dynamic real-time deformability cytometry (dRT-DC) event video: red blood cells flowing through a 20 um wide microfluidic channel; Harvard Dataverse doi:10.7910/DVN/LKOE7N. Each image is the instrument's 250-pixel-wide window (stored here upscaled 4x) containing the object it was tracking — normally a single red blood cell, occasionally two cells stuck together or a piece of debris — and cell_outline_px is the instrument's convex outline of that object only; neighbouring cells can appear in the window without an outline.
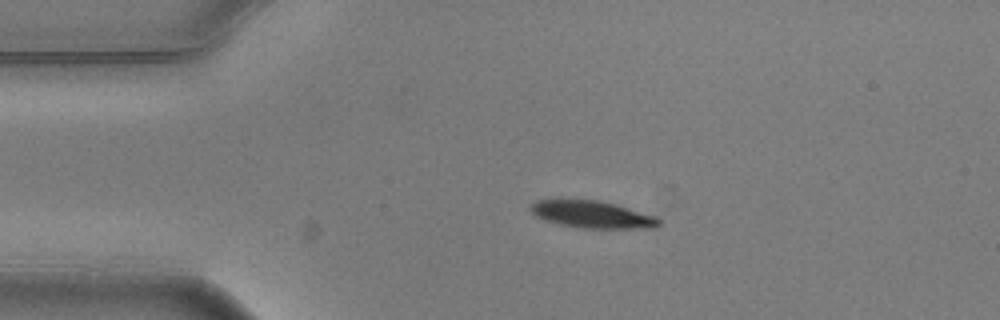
{"species": "common noctule bat (a hibernating species)", "species_latin": "Nyctalus noctula", "temperature_condition": "warm", "stored_images_in_passage": 2, "camera_frame_rate_fps": 3000, "um_per_image_px": 0.085, "animal": {"sex": "male", "body_mass_g": 20.5, "forearm_length_mm": 52.5}, "frame": {"image": 1, "passage_image": 1, "time_ms": 0.0, "image_size_px": [1000, 320], "cell_outline_px": [[660, 224], [656, 228], [584, 228], [560, 224], [544, 220], [536, 216], [528, 208], [528, 204], [536, 200], [600, 200], [616, 204], [656, 216], [660, 220]], "centroid_in_image_um": [50.33, 18.22], "position_along_channel_um": 34.7, "area_um2": 20.35}}